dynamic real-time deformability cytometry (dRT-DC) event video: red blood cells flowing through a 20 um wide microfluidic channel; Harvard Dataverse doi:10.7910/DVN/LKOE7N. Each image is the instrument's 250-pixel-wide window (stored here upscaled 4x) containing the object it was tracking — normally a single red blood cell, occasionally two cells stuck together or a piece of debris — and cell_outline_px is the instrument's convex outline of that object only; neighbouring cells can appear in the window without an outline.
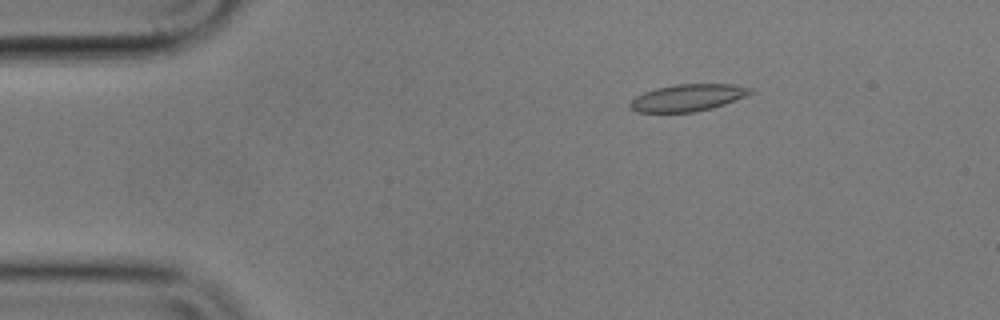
{"species": "common noctule bat (a hibernating species)", "species_latin": "Nyctalus noctula", "temperature_condition": "cold", "stored_images_in_passage": 56, "camera_frame_rate_fps": 3000, "um_per_image_px": 0.085, "animal": {"sex": "male", "body_mass_g": 17.9}, "frame": {"image": 1, "passage_image": 9, "time_ms": 2.667, "image_size_px": [1000, 320], "cell_outline_px": [[752, 92], [744, 96], [724, 104], [712, 108], [692, 112], [636, 112], [628, 104], [636, 96], [644, 92], [656, 88], [676, 84], [732, 84], [752, 88]], "centroid_in_image_um": [58.43, 8.3], "position_along_channel_um": 26.6, "area_um2": 18.67}}
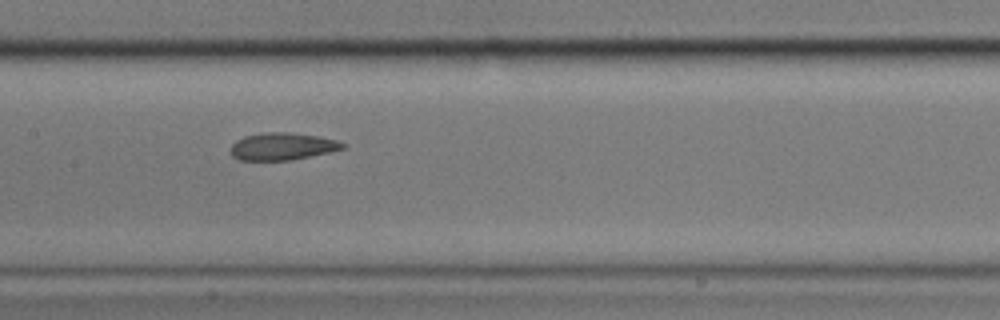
{"frame": {"image": 2, "passage_image": 27, "time_ms": 8.667, "image_size_px": [1000, 320], "cell_outline_px": [[348, 144], [344, 148], [332, 152], [292, 160], [240, 160], [232, 156], [232, 144], [236, 140], [244, 136], [264, 132], [288, 132], [320, 136], [336, 140]], "centroid_in_image_um": [24.05, 12.44], "position_along_channel_um": 183.4, "area_um2": 17.98}}
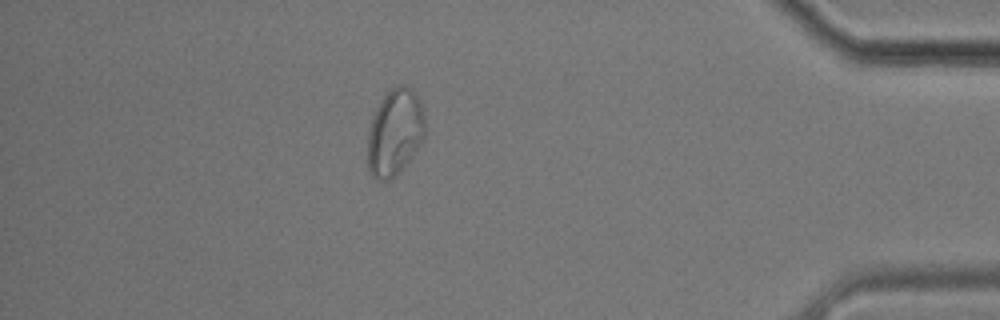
{"frame": {"image": 3, "passage_image": 49, "time_ms": 16.0, "image_size_px": [1000, 320], "cell_outline_px": [[424, 136], [420, 144], [404, 168], [396, 176], [388, 180], [376, 180], [368, 172], [368, 132], [372, 116], [380, 100], [396, 84], [400, 84], [408, 88], [420, 100], [424, 116]], "centroid_in_image_um": [33.54, 11.29], "position_along_channel_um": 401.7, "area_um2": 28.96}, "authors_computed_cell_mechanics": {"area_um2": 18.9873, "velocity_mm_per_s": 3.5603, "shape_relaxation_time_tau1_ms": 9.8317, "shape_relaxation_time_tau2_ms": 1.7101, "deformation_change_tau1": 0.1942, "deformation_change_tau2": 0.0684}}